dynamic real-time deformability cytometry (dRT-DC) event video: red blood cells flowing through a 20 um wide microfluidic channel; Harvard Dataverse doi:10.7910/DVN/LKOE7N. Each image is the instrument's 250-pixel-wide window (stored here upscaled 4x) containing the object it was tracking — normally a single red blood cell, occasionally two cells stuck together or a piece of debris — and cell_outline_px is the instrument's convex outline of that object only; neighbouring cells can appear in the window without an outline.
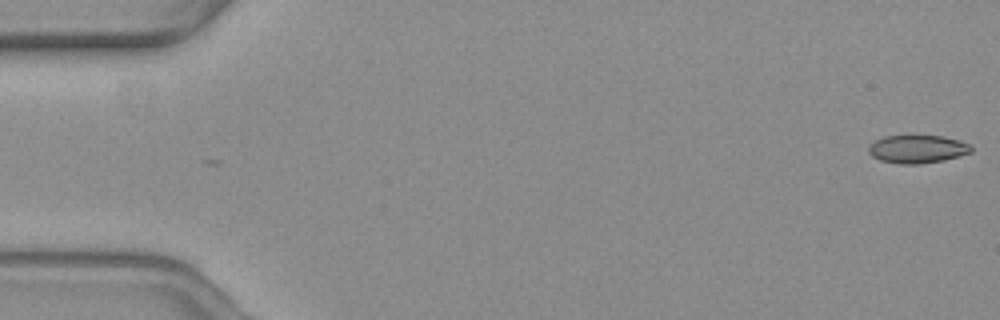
{"species": "common noctule bat (a hibernating species)", "species_latin": "Nyctalus noctula", "temperature_condition": "warm", "stored_images_in_passage": 56, "camera_frame_rate_fps": 3000, "um_per_image_px": 0.085, "animal": {"sex": "female", "body_mass_g": 19.3, "forearm_length_mm": 54.1}, "frame": {"image": 1, "passage_image": 1, "time_ms": 0.0, "image_size_px": [1000, 320], "cell_outline_px": [[972, 152], [944, 160], [916, 164], [900, 164], [880, 160], [872, 156], [868, 152], [868, 148], [876, 140], [884, 136], [908, 132], [944, 136], [960, 140], [968, 144], [972, 148]], "centroid_in_image_um": [77.96, 12.61], "position_along_channel_um": 7.0, "area_um2": 17.51}}
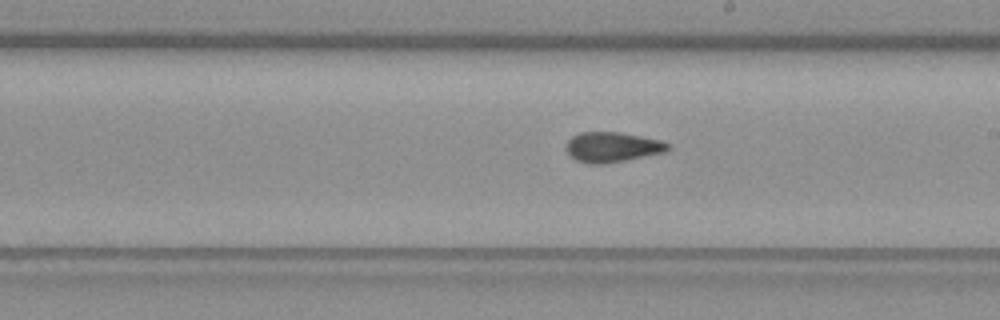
{"frame": {"image": 2, "passage_image": 32, "time_ms": 10.333, "image_size_px": [1000, 320], "cell_outline_px": [[668, 148], [664, 152], [604, 164], [588, 164], [576, 160], [568, 152], [568, 140], [572, 136], [580, 132], [620, 132], [660, 140], [668, 144]], "centroid_in_image_um": [52.02, 12.5], "position_along_channel_um": 237.0, "area_um2": 17.46}}
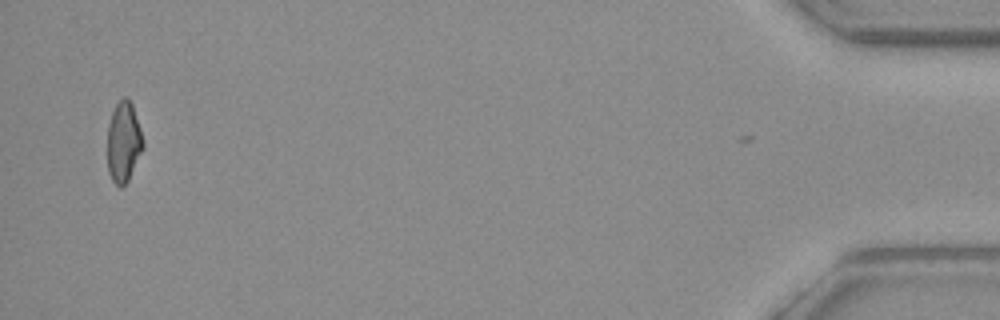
{"frame": {"image": 3, "passage_image": 55, "time_ms": 18.0, "image_size_px": [1000, 320], "cell_outline_px": [[144, 148], [128, 180], [120, 188], [112, 180], [108, 172], [108, 124], [112, 112], [116, 104], [124, 96], [128, 96], [132, 104], [140, 128], [144, 144]], "centroid_in_image_um": [10.51, 12.06], "position_along_channel_um": 424.7, "area_um2": 16.7}, "authors_computed_cell_mechanics": {"area_um2": 17.5134, "velocity_mm_per_s": 3.6513, "shape_relaxation_time_tau1_ms": 5.2764, "shape_relaxation_time_tau2_ms": 2.7175, "deformation_change_tau1": 0.1597, "deformation_change_tau2": 0.0877}}